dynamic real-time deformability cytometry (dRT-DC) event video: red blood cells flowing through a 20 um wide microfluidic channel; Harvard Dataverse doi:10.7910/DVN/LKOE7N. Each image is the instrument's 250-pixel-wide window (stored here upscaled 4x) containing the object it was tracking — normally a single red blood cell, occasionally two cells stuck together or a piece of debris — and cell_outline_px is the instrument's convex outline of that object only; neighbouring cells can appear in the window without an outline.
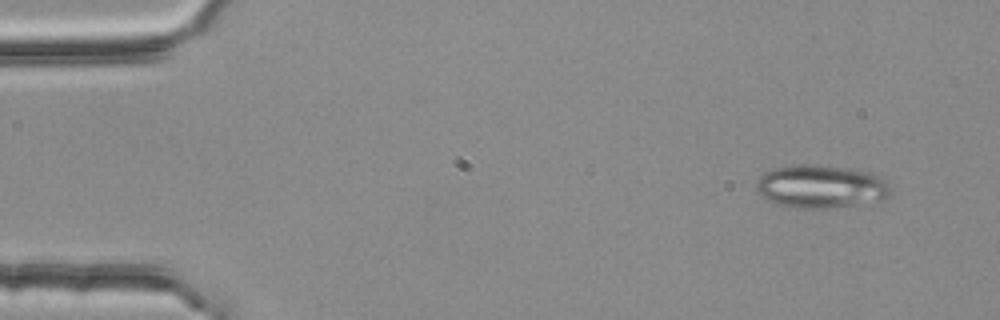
{"species": "common noctule bat (a hibernating species)", "species_latin": "Nyctalus noctula", "temperature_condition": "room temperature", "stored_images_in_passage": 3, "camera_frame_rate_fps": 3000, "um_per_image_px": 0.085, "animal": {"sex": "female", "body_mass_g": 25.1}, "frame": {"image": 1, "passage_image": 1, "time_ms": 0.0, "image_size_px": [1000, 320], "cell_outline_px": [[892, 192], [884, 200], [836, 208], [796, 208], [764, 200], [756, 192], [756, 184], [760, 176], [764, 172], [776, 168], [792, 164], [812, 164], [848, 168], [872, 172], [888, 180]], "centroid_in_image_um": [69.81, 15.86], "position_along_channel_um": 15.2, "area_um2": 34.45}}